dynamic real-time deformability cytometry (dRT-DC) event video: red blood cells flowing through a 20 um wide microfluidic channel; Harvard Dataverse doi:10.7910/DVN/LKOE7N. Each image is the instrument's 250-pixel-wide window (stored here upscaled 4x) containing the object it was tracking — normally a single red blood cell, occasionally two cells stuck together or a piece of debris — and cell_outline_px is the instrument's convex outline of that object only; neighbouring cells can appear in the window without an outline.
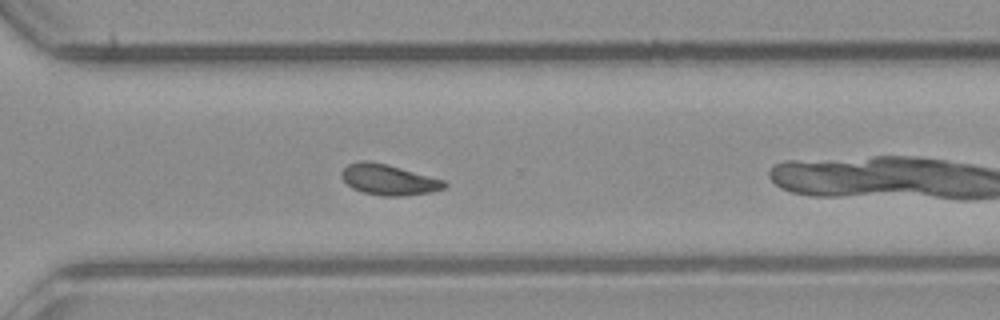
{"species": "common noctule bat (a hibernating species)", "species_latin": "Nyctalus noctula", "temperature_condition": "room temperature", "stored_images_in_passage": 37, "camera_frame_rate_fps": 3000, "um_per_image_px": 0.085, "animal": {"sex": "male", "body_mass_g": 23.1, "forearm_length_mm": 52.7}, "frame": {"image": 1, "passage_image": 22, "time_ms": 7.0, "image_size_px": [1000, 320], "cell_outline_px": [[448, 184], [444, 188], [432, 192], [408, 196], [380, 196], [364, 192], [352, 188], [340, 176], [340, 172], [348, 164], [360, 160], [368, 160], [388, 164], [444, 180]], "centroid_in_image_um": [33.03, 15.27], "position_along_channel_um": 337.6, "area_um2": 18.55}}